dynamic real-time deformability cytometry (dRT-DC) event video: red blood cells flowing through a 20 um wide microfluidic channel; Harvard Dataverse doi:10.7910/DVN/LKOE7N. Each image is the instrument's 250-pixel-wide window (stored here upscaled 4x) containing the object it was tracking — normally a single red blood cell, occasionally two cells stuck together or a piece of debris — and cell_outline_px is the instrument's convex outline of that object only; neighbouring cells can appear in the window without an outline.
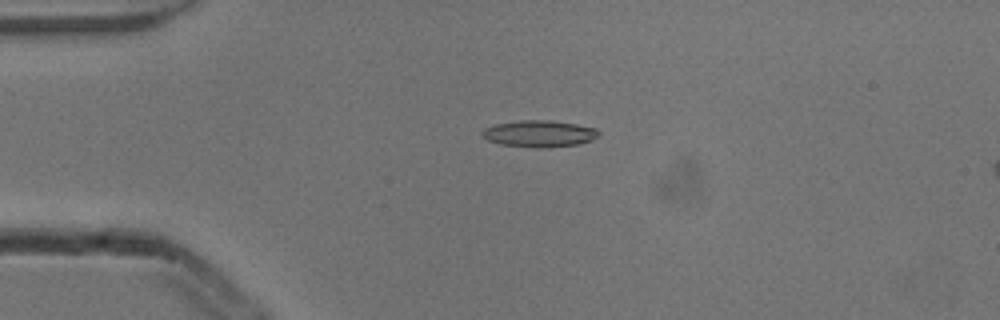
{"species": "common noctule bat (a hibernating species)", "species_latin": "Nyctalus noctula", "temperature_condition": "cold", "stored_images_in_passage": 4, "camera_frame_rate_fps": 3000, "um_per_image_px": 0.085, "animal": {"sex": "male", "body_mass_g": 13.3}, "frame": {"image": 1, "passage_image": 2, "time_ms": 0.333, "image_size_px": [1000, 320], "cell_outline_px": [[600, 132], [592, 140], [580, 144], [548, 148], [532, 148], [500, 144], [488, 140], [480, 132], [484, 128], [496, 124], [520, 120], [552, 120], [576, 124], [596, 128]], "centroid_in_image_um": [45.85, 11.37], "position_along_channel_um": 39.2, "area_um2": 18.26}}